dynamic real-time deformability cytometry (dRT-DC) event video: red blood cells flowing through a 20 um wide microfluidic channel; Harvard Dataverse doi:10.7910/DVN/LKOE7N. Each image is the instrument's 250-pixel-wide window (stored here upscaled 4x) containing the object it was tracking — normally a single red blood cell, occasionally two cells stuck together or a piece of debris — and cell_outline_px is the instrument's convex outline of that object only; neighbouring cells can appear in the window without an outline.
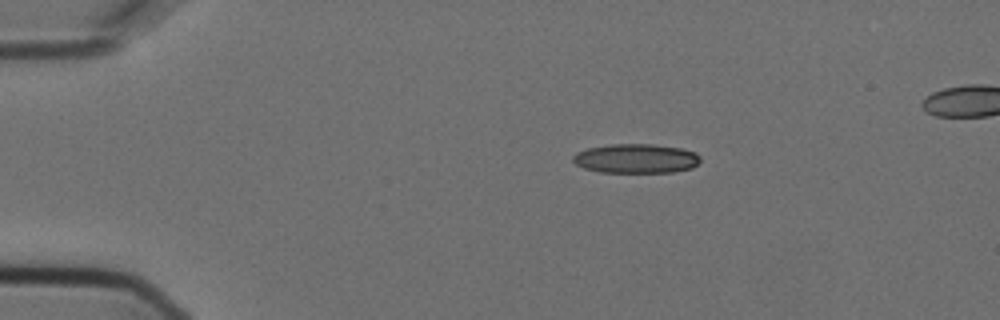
{"species": "Egyptian fruit bat (a non-hibernating species)", "species_latin": "Rousettus aegyptiacus", "temperature_condition": "cold", "stored_images_in_passage": 4, "camera_frame_rate_fps": 3000, "um_per_image_px": 0.085, "animal": {"sex": "female"}, "frame": {"image": 1, "passage_image": 1, "time_ms": 0.0, "image_size_px": [1000, 320], "cell_outline_px": [[700, 160], [692, 168], [672, 172], [600, 172], [584, 168], [576, 164], [572, 160], [572, 156], [576, 152], [588, 148], [612, 144], [652, 144], [680, 148], [696, 152], [700, 156]], "centroid_in_image_um": [54.05, 13.47], "position_along_channel_um": 30.9, "area_um2": 21.73}}
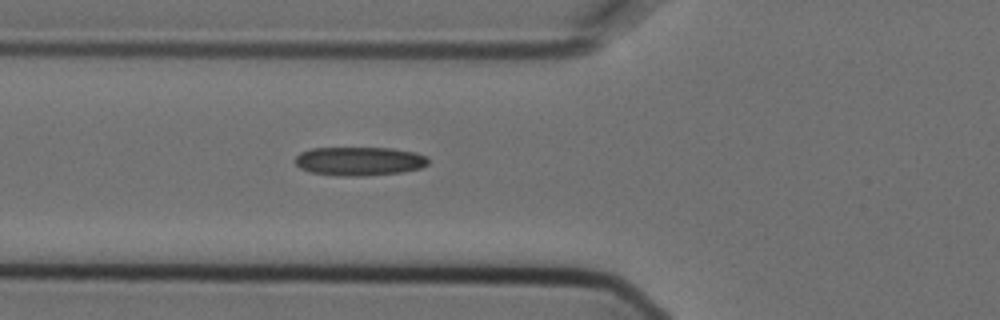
{"frame": {"image": 2, "passage_image": 4, "time_ms": 1.0, "image_size_px": [1000, 320], "cell_outline_px": [[428, 164], [420, 168], [400, 172], [360, 176], [336, 176], [308, 172], [300, 168], [296, 164], [296, 156], [300, 152], [312, 148], [392, 148], [416, 152], [424, 156], [428, 160]], "centroid_in_image_um": [30.51, 13.7], "position_along_channel_um": 95.3, "area_um2": 22.31}}